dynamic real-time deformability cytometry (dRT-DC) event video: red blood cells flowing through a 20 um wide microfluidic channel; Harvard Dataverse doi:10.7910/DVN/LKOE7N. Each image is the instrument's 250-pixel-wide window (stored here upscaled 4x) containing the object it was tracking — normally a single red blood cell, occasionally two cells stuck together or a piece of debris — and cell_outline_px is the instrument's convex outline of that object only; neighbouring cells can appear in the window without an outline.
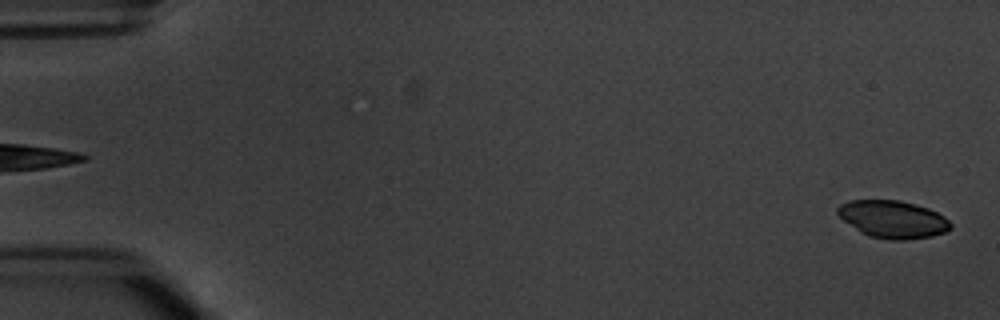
{"species": "common noctule bat (a hibernating species)", "species_latin": "Nyctalus noctula", "temperature_condition": "warm", "stored_images_in_passage": 6, "segment_of_instrument_passage": [2, 2], "camera_frame_rate_fps": 3000, "um_per_image_px": 0.085, "animal": {"sex": "male", "body_mass_g": 20.1, "forearm_length_mm": 53.5}, "frame": {"image": 1, "passage_image": 6, "time_ms": 6.0, "image_size_px": [1000, 320], "cell_outline_px": [[952, 228], [944, 232], [932, 236], [904, 240], [892, 240], [868, 236], [860, 232], [844, 220], [836, 212], [836, 208], [840, 204], [848, 200], [900, 200], [916, 204], [928, 208], [944, 216], [952, 224]], "centroid_in_image_um": [75.89, 18.63], "position_along_channel_um": 9.1, "area_um2": 24.74}}